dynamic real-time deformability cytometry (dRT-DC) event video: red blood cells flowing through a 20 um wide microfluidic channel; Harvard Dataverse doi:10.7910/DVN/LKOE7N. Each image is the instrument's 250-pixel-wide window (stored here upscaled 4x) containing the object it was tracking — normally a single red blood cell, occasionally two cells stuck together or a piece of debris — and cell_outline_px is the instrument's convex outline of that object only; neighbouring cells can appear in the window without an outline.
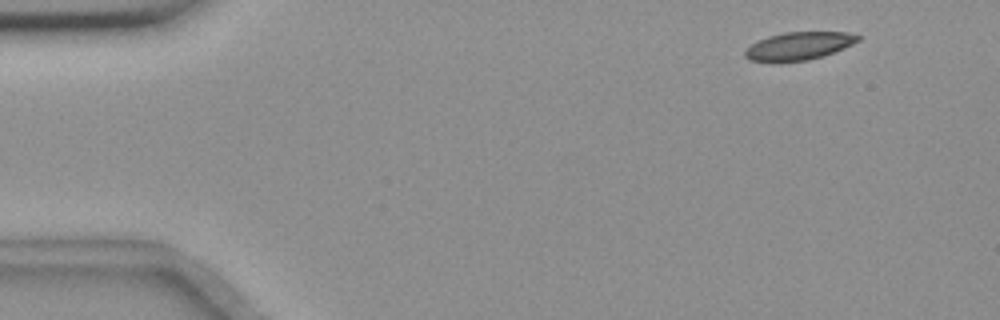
{"species": "common noctule bat (a hibernating species)", "species_latin": "Nyctalus noctula", "temperature_condition": "room temperature", "stored_images_in_passage": 54, "camera_frame_rate_fps": 3000, "um_per_image_px": 0.085, "animal": {"sex": "female", "body_mass_g": 18.4}, "frame": {"image": 1, "passage_image": 4, "time_ms": 1.0, "image_size_px": [1000, 320], "cell_outline_px": [[860, 40], [844, 48], [808, 60], [780, 64], [772, 64], [748, 60], [744, 56], [744, 52], [756, 40], [768, 36], [784, 32], [848, 32], [860, 36]], "centroid_in_image_um": [67.81, 3.94], "position_along_channel_um": 17.2, "area_um2": 18.84}}
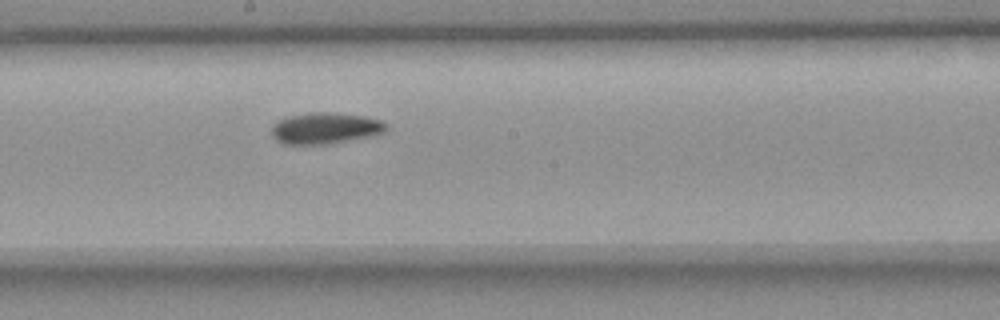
{"frame": {"image": 2, "passage_image": 29, "time_ms": 9.333, "image_size_px": [1000, 320], "cell_outline_px": [[388, 128], [384, 132], [372, 136], [324, 144], [284, 144], [276, 140], [272, 136], [272, 128], [276, 120], [288, 116], [312, 112], [324, 112], [364, 116], [380, 120], [388, 124]], "centroid_in_image_um": [27.64, 10.89], "position_along_channel_um": 220.6, "area_um2": 20.81}}
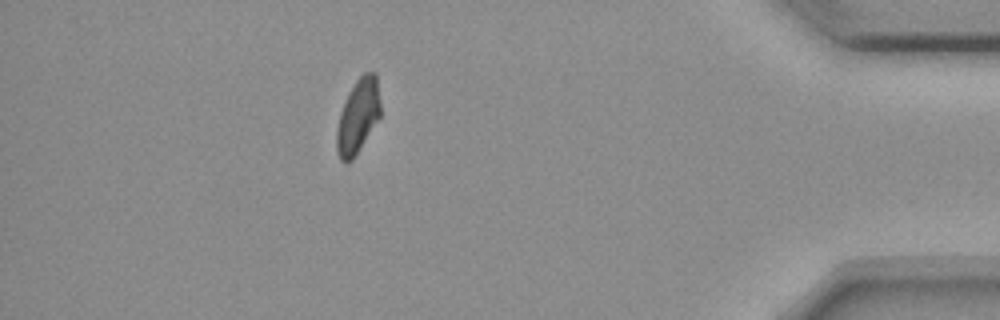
{"frame": {"image": 3, "passage_image": 48, "time_ms": 15.667, "image_size_px": [1000, 320], "cell_outline_px": [[380, 116], [352, 160], [344, 164], [340, 160], [336, 148], [336, 132], [340, 112], [348, 92], [356, 80], [364, 72], [376, 72], [380, 100]], "centroid_in_image_um": [30.41, 9.86], "position_along_channel_um": 404.8, "area_um2": 18.9}, "authors_computed_cell_mechanics": {"area_um2": 19.652, "velocity_mm_per_s": 3.6495, "shape_relaxation_time_tau1_ms": null, "shape_relaxation_time_tau2_ms": 7.2059, "deformation_change_tau1": null, "deformation_change_tau2": 0.1112}}